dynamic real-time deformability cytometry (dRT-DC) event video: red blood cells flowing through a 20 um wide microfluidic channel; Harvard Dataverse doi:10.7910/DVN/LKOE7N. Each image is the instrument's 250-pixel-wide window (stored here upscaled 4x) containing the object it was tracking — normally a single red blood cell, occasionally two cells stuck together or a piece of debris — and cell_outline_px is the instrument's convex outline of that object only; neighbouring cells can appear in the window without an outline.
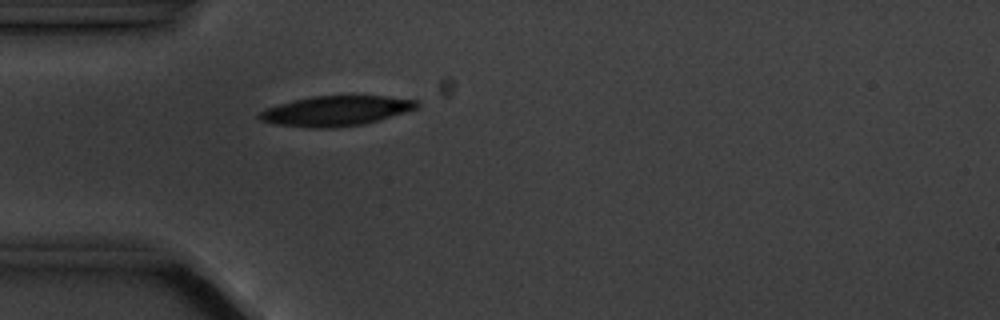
{"species": "common noctule bat (a hibernating species)", "species_latin": "Nyctalus noctula", "temperature_condition": "cold", "stored_images_in_passage": 3, "camera_frame_rate_fps": 3000, "um_per_image_px": 0.085, "animal": {"sex": "male", "body_mass_g": 20.1, "forearm_length_mm": 53.5}, "frame": {"image": 1, "passage_image": 3, "time_ms": 2.333, "image_size_px": [1000, 320], "cell_outline_px": [[420, 108], [376, 120], [360, 124], [332, 128], [316, 128], [276, 124], [260, 120], [256, 116], [264, 108], [292, 100], [312, 96], [388, 96], [420, 100]], "centroid_in_image_um": [28.56, 9.41], "position_along_channel_um": 56.4, "area_um2": 27.51}}